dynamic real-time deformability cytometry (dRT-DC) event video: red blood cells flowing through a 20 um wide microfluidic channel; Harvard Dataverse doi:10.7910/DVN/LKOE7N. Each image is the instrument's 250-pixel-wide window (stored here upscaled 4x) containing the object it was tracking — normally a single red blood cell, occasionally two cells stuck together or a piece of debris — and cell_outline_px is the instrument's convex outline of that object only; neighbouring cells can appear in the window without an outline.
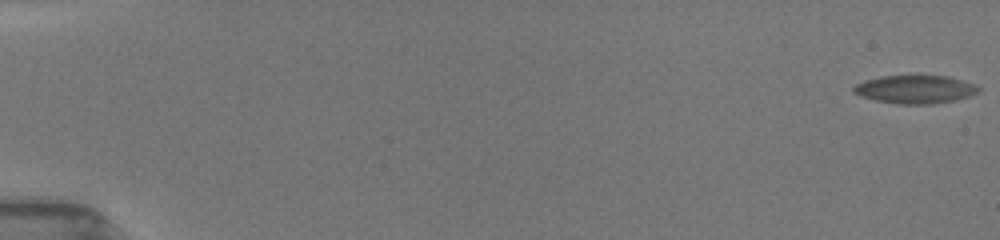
{"species": "common noctule bat (a hibernating species)", "species_latin": "Nyctalus noctula", "temperature_condition": "room temperature", "stored_images_in_passage": 11, "camera_frame_rate_fps": 3000, "um_per_image_px": 0.085, "animal": {"sex": "female", "body_mass_g": 19.5, "forearm_length_mm": 54.1}, "frame": {"image": 1, "passage_image": 1, "time_ms": 0.0, "image_size_px": [1000, 240], "cell_outline_px": [[980, 88], [976, 92], [968, 96], [956, 100], [932, 104], [900, 104], [876, 100], [860, 96], [852, 92], [852, 88], [856, 84], [868, 80], [884, 76], [948, 76], [972, 84]], "centroid_in_image_um": [77.75, 7.6], "position_along_channel_um": 7.2, "area_um2": 20.11}}
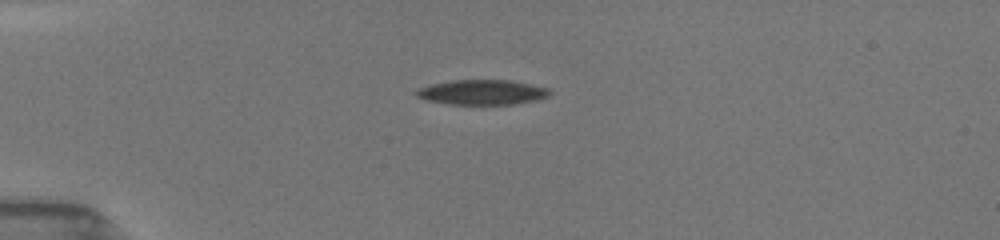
{"frame": {"image": 2, "passage_image": 10, "time_ms": 4.667, "image_size_px": [1000, 240], "cell_outline_px": [[552, 92], [548, 96], [536, 100], [512, 104], [448, 104], [424, 100], [416, 96], [416, 92], [420, 88], [432, 84], [452, 80], [512, 80], [548, 88]], "centroid_in_image_um": [40.99, 7.84], "position_along_channel_um": 44.0, "area_um2": 19.31}}